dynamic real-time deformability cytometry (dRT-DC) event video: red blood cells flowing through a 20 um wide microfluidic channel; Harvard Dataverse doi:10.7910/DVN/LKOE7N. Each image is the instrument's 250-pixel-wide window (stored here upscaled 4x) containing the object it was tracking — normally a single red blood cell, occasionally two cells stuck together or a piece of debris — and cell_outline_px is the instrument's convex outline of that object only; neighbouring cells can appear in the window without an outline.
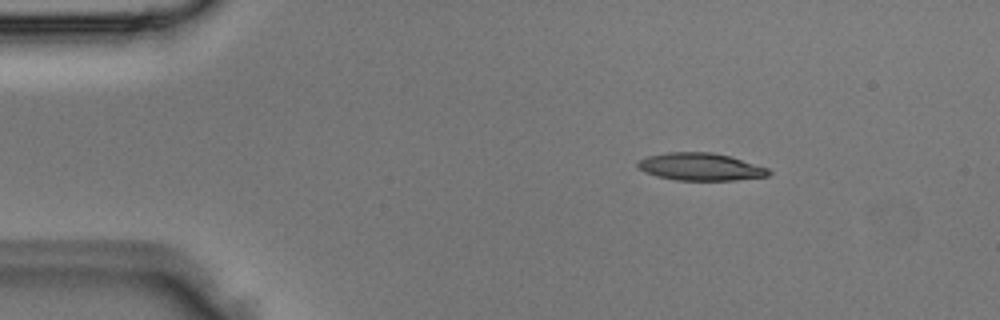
{"species": "Egyptian fruit bat (a non-hibernating species)", "species_latin": "Rousettus aegyptiacus", "temperature_condition": "room temperature", "stored_images_in_passage": 5, "segment_of_instrument_passage": [2, 2], "camera_frame_rate_fps": 3000, "um_per_image_px": 0.085, "animal": {"sex": "male"}, "frame": {"image": 1, "passage_image": 5, "time_ms": 1.333, "image_size_px": [1000, 320], "cell_outline_px": [[772, 172], [768, 176], [736, 180], [676, 180], [656, 176], [644, 172], [636, 164], [640, 160], [648, 156], [668, 152], [712, 152], [728, 156], [768, 168]], "centroid_in_image_um": [59.54, 14.18], "position_along_channel_um": 25.5, "area_um2": 20.81}}